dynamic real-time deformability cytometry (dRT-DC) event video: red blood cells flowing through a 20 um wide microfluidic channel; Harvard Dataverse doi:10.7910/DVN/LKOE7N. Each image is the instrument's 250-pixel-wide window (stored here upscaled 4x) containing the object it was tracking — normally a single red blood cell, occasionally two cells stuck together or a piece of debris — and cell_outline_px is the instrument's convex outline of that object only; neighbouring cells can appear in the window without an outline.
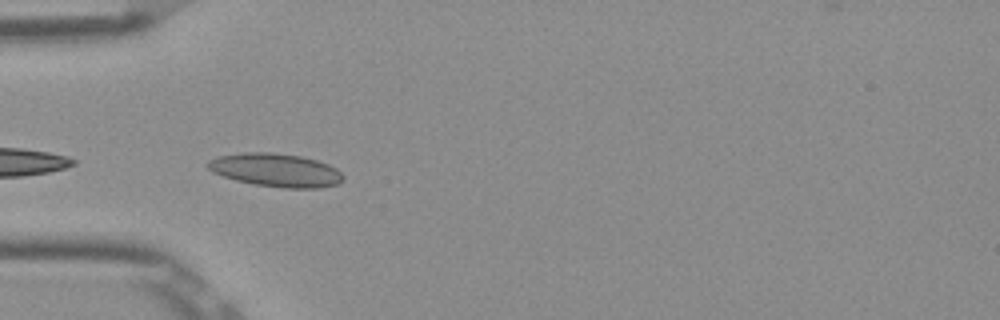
{"species": "Egyptian fruit bat (a non-hibernating species)", "species_latin": "Rousettus aegyptiacus", "temperature_condition": "room temperature", "stored_images_in_passage": 5, "camera_frame_rate_fps": 3000, "um_per_image_px": 0.085, "frame": {"image": 1, "passage_image": 2, "time_ms": 0.333, "image_size_px": [1000, 320], "cell_outline_px": [[344, 180], [336, 184], [320, 188], [284, 188], [256, 184], [236, 180], [212, 172], [204, 164], [208, 160], [216, 156], [244, 152], [272, 152], [300, 156], [316, 160], [328, 164], [336, 168], [344, 176]], "centroid_in_image_um": [23.42, 14.45], "position_along_channel_um": 61.6, "area_um2": 26.36}}